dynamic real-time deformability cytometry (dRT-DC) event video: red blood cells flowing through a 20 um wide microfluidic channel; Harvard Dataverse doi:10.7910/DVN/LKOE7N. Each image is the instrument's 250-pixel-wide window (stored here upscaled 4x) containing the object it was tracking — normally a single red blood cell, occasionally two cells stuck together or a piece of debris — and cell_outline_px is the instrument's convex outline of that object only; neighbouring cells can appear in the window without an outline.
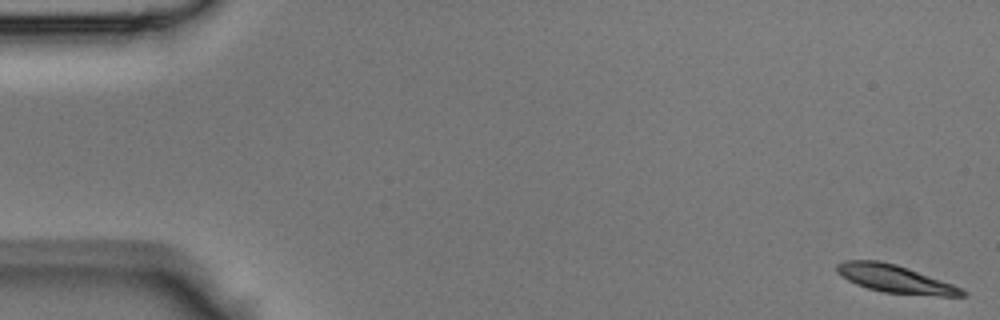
{"species": "Egyptian fruit bat (a non-hibernating species)", "species_latin": "Rousettus aegyptiacus", "temperature_condition": "room temperature", "stored_images_in_passage": 45, "camera_frame_rate_fps": 3000, "um_per_image_px": 0.085, "animal": {"sex": "male"}, "frame": {"image": 1, "passage_image": 1, "time_ms": 0.0, "image_size_px": [1000, 320], "cell_outline_px": [[968, 296], [940, 296], [880, 292], [856, 284], [848, 280], [836, 272], [836, 264], [844, 260], [880, 260], [896, 264], [908, 268], [952, 284], [968, 292]], "centroid_in_image_um": [76.07, 23.7], "position_along_channel_um": 8.9, "area_um2": 20.35}}
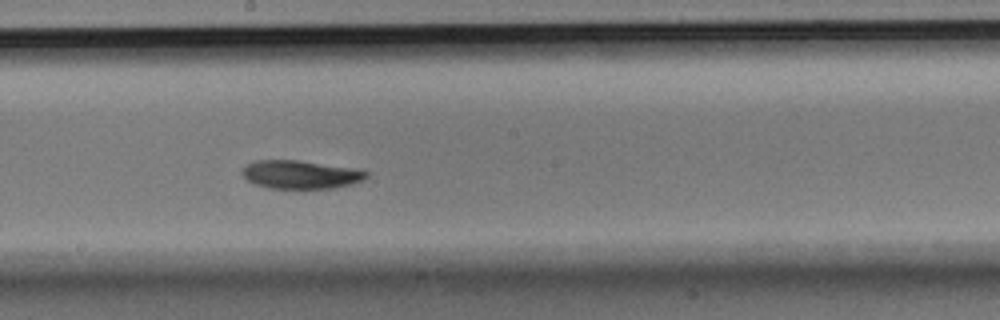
{"frame": {"image": 2, "passage_image": 24, "time_ms": 7.667, "image_size_px": [1000, 320], "cell_outline_px": [[368, 176], [364, 180], [352, 184], [332, 188], [268, 188], [256, 184], [248, 180], [240, 172], [244, 164], [256, 160], [296, 160], [360, 168], [368, 172]], "centroid_in_image_um": [25.57, 14.82], "position_along_channel_um": 222.6, "area_um2": 20.75}}
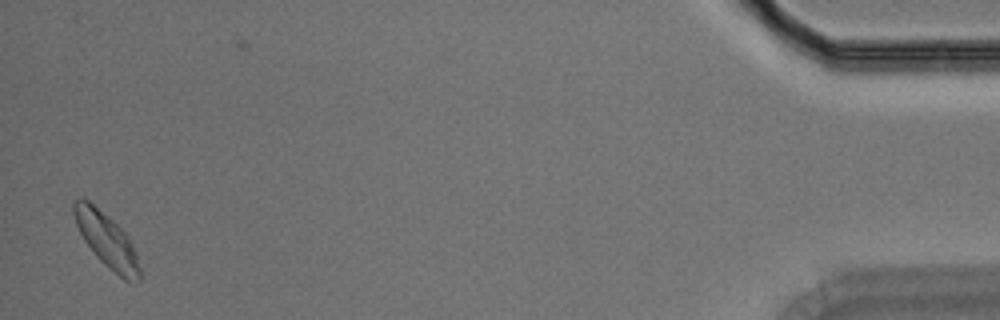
{"frame": {"image": 3, "passage_image": 43, "time_ms": 14.0, "image_size_px": [1000, 320], "cell_outline_px": [[140, 280], [132, 284], [124, 280], [104, 264], [96, 256], [84, 240], [76, 224], [72, 212], [72, 204], [76, 200], [88, 200], [112, 220], [128, 236], [136, 252], [140, 268]], "centroid_in_image_um": [9.09, 20.46], "position_along_channel_um": 426.1, "area_um2": 20.58}}